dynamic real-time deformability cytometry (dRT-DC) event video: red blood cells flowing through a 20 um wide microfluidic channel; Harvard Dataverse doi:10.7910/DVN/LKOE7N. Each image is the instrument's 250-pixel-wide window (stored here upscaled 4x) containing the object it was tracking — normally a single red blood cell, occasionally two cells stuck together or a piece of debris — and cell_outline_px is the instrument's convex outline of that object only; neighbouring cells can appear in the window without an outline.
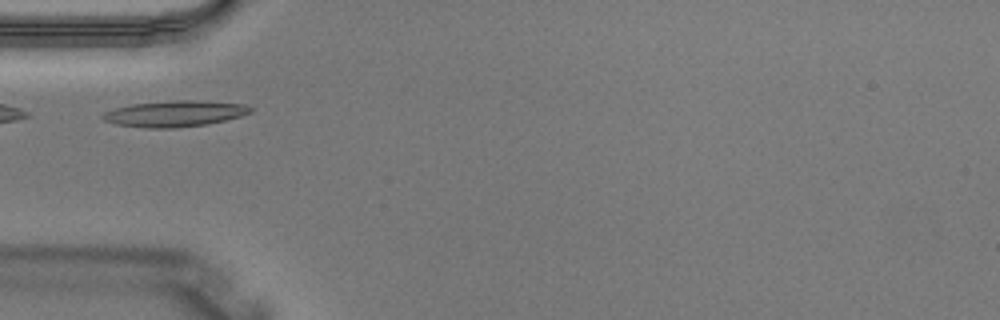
{"species": "Egyptian fruit bat (a non-hibernating species)", "species_latin": "Rousettus aegyptiacus", "temperature_condition": "warm", "stored_images_in_passage": 2, "camera_frame_rate_fps": 3000, "um_per_image_px": 0.085, "animal": {"sex": "male"}, "frame": {"image": 1, "passage_image": 2, "time_ms": 0.333, "image_size_px": [1000, 320], "cell_outline_px": [[252, 112], [240, 116], [208, 124], [176, 128], [148, 128], [116, 124], [104, 120], [100, 116], [104, 112], [116, 108], [132, 104], [176, 100], [192, 100], [244, 104], [252, 108]], "centroid_in_image_um": [14.84, 9.66], "position_along_channel_um": 70.2, "area_um2": 22.25}}